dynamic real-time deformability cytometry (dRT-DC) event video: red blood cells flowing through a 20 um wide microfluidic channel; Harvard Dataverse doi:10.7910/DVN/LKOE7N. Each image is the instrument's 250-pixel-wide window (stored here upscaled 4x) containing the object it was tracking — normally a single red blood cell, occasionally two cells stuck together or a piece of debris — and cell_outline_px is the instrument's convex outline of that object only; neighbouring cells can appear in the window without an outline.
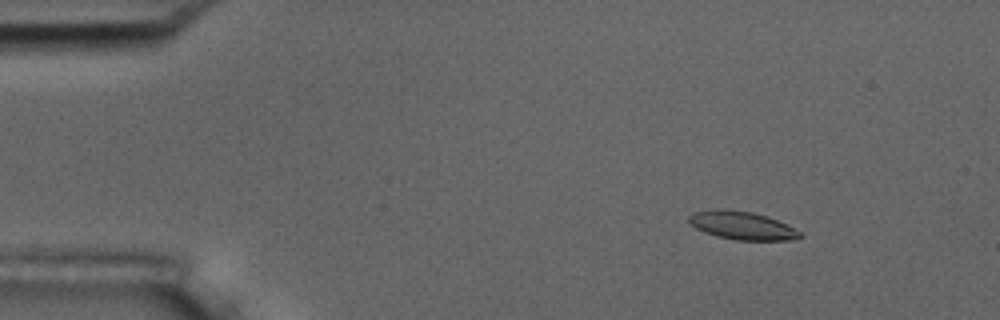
{"species": "common noctule bat (a hibernating species)", "species_latin": "Nyctalus noctula", "temperature_condition": "room temperature", "stored_images_in_passage": 56, "camera_frame_rate_fps": 3000, "um_per_image_px": 0.085, "animal": {"sex": "male", "body_mass_g": 17.5, "forearm_length_mm": 52.3}, "frame": {"image": 1, "passage_image": 8, "time_ms": 2.333, "image_size_px": [1000, 320], "cell_outline_px": [[804, 236], [792, 240], [736, 240], [716, 236], [704, 232], [696, 228], [688, 220], [688, 216], [692, 212], [716, 208], [752, 212], [776, 220], [800, 232]], "centroid_in_image_um": [63.02, 19.17], "position_along_channel_um": 22.0, "area_um2": 18.03}}
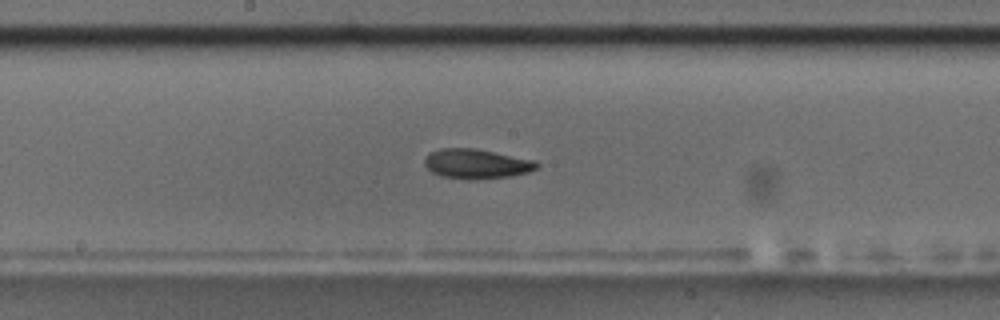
{"frame": {"image": 2, "passage_image": 30, "time_ms": 9.667, "image_size_px": [1000, 320], "cell_outline_px": [[540, 164], [536, 168], [528, 172], [512, 176], [440, 176], [432, 172], [424, 164], [424, 160], [428, 152], [440, 148], [476, 148], [536, 160]], "centroid_in_image_um": [40.51, 13.85], "position_along_channel_um": 207.7, "area_um2": 18.61}}
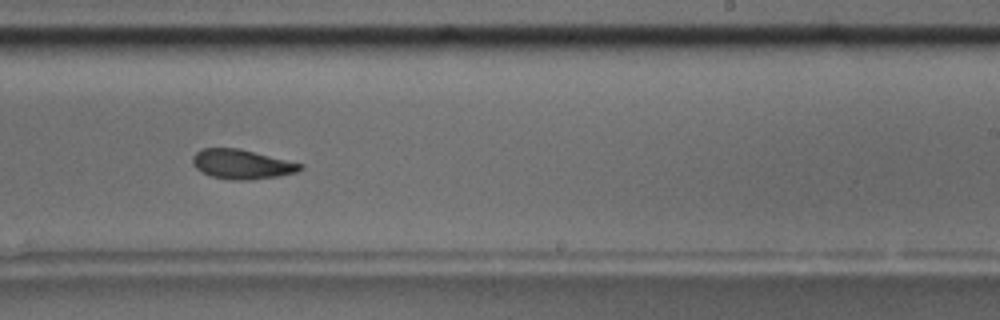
{"frame": {"image": 3, "passage_image": 35, "time_ms": 11.333, "image_size_px": [1000, 320], "cell_outline_px": [[304, 168], [296, 172], [276, 176], [248, 180], [232, 180], [212, 176], [196, 168], [192, 164], [192, 156], [200, 148], [240, 148], [304, 164]], "centroid_in_image_um": [20.55, 13.94], "position_along_channel_um": 268.4, "area_um2": 18.5}, "authors_computed_cell_mechanics": {"area_um2": 18.5827, "velocity_mm_per_s": 3.6563, "shape_relaxation_time_tau1_ms": 5.0383, "shape_relaxation_time_tau2_ms": 2.5926, "deformation_change_tau1": 0.1513, "deformation_change_tau2": 0.0864}}